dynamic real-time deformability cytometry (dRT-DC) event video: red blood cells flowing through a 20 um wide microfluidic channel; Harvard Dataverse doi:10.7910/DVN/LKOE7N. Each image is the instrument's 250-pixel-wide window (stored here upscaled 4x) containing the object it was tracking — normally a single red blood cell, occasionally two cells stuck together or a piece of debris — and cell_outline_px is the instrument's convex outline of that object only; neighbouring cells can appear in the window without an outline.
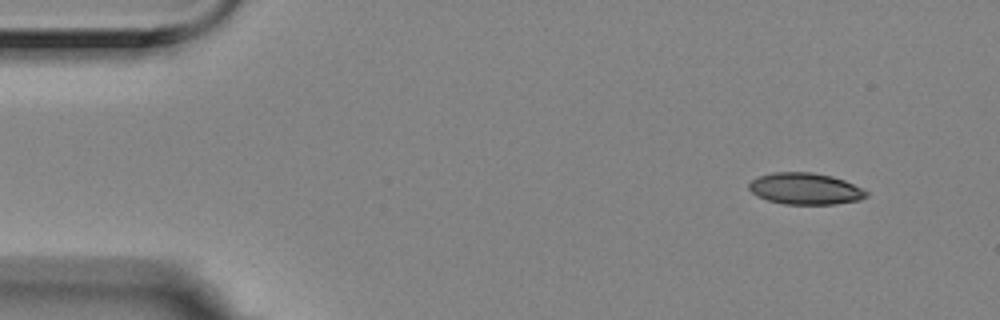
{"species": "Egyptian fruit bat (a non-hibernating species)", "species_latin": "Rousettus aegyptiacus", "temperature_condition": "room temperature", "stored_images_in_passage": 4, "camera_frame_rate_fps": 3000, "um_per_image_px": 0.085, "animal": {"sex": "female"}, "frame": {"image": 1, "passage_image": 1, "time_ms": 0.0, "image_size_px": [1000, 320], "cell_outline_px": [[868, 196], [860, 200], [836, 204], [784, 204], [768, 200], [752, 192], [748, 188], [748, 184], [752, 180], [760, 176], [772, 172], [812, 172], [832, 176], [844, 180], [868, 192]], "centroid_in_image_um": [68.46, 16.04], "position_along_channel_um": 16.5, "area_um2": 21.44}}
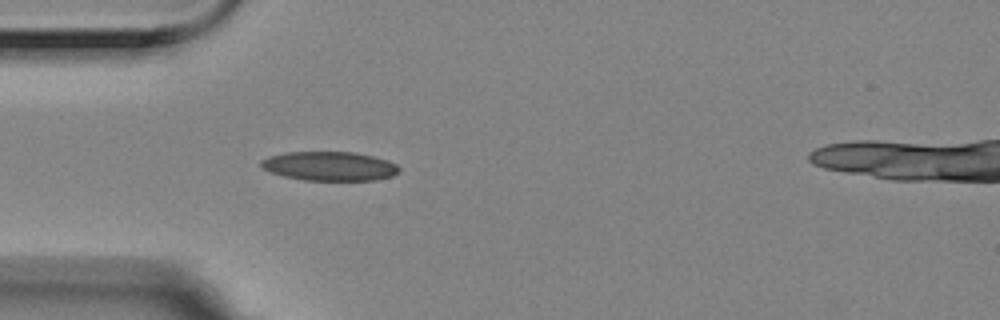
{"frame": {"image": 2, "passage_image": 4, "time_ms": 1.0, "image_size_px": [1000, 320], "cell_outline_px": [[400, 172], [392, 176], [376, 180], [304, 180], [284, 176], [272, 172], [264, 168], [260, 164], [260, 160], [284, 152], [356, 152], [388, 160], [396, 164], [400, 168]], "centroid_in_image_um": [28.06, 14.12], "position_along_channel_um": 56.9, "area_um2": 23.35}}